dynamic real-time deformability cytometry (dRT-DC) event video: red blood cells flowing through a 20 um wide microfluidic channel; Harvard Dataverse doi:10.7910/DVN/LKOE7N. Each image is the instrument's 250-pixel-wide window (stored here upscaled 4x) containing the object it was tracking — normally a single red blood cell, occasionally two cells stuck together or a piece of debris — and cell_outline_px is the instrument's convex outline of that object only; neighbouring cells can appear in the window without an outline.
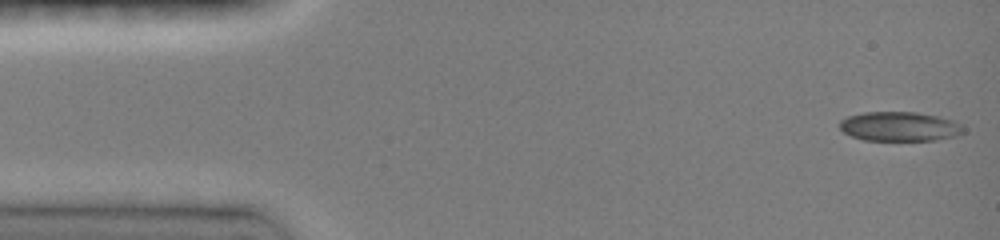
{"species": "common noctule bat (a hibernating species)", "species_latin": "Nyctalus noctula", "temperature_condition": "room temperature", "stored_images_in_passage": 42, "camera_frame_rate_fps": 3000, "um_per_image_px": 0.085, "animal": {"sex": "female", "body_mass_g": 19.0, "forearm_length_mm": 51.5}, "frame": {"image": 1, "passage_image": 1, "time_ms": 0.0, "image_size_px": [1000, 240], "cell_outline_px": [[964, 132], [956, 136], [936, 140], [864, 140], [852, 136], [844, 132], [840, 128], [840, 120], [848, 116], [864, 112], [916, 112], [940, 116], [952, 120], [960, 124], [964, 128]], "centroid_in_image_um": [76.48, 10.75], "position_along_channel_um": 8.5, "area_um2": 21.21}}
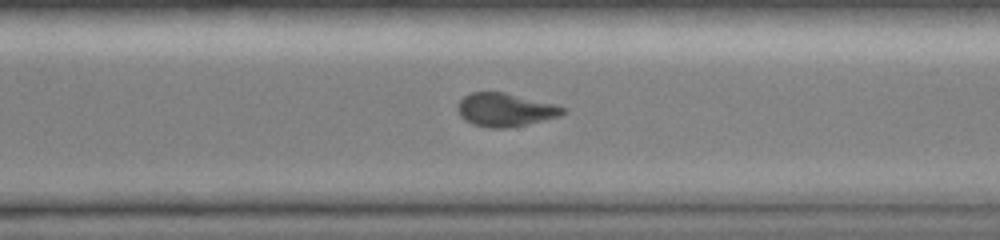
{"frame": {"image": 2, "passage_image": 30, "time_ms": 10.667, "image_size_px": [1000, 240], "cell_outline_px": [[568, 108], [560, 116], [528, 124], [508, 128], [488, 128], [472, 124], [464, 120], [460, 116], [456, 108], [460, 100], [464, 96], [472, 92], [504, 92], [556, 104]], "centroid_in_image_um": [42.94, 9.34], "position_along_channel_um": 327.7, "area_um2": 20.63}}
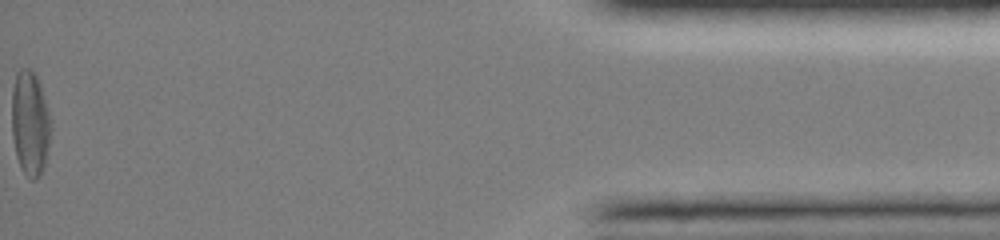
{"frame": {"image": 3, "passage_image": 42, "time_ms": 15.333, "image_size_px": [1000, 240], "cell_outline_px": [[48, 144], [44, 164], [40, 176], [36, 180], [32, 180], [20, 168], [16, 156], [12, 136], [12, 88], [16, 72], [20, 68], [32, 68], [36, 76], [48, 112]], "centroid_in_image_um": [2.49, 10.47], "position_along_channel_um": 432.7, "area_um2": 23.24}, "authors_computed_cell_mechanics": {"area_um2": 21.2126, "velocity_mm_per_s": 4.0462, "shape_relaxation_time_tau1_ms": 8.3053, "shape_relaxation_time_tau2_ms": 3.7644, "deformation_change_tau1": 0.2251, "deformation_change_tau2": 0.0879}}